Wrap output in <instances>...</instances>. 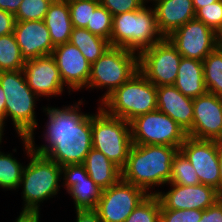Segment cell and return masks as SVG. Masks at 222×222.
Here are the masks:
<instances>
[{
  "label": "cell",
  "mask_w": 222,
  "mask_h": 222,
  "mask_svg": "<svg viewBox=\"0 0 222 222\" xmlns=\"http://www.w3.org/2000/svg\"><path fill=\"white\" fill-rule=\"evenodd\" d=\"M82 101L80 99L62 108L43 107V112L48 115L43 129L45 144L36 146L35 137H27L34 153L57 162L61 167L83 164L92 149V113L81 112Z\"/></svg>",
  "instance_id": "obj_1"
},
{
  "label": "cell",
  "mask_w": 222,
  "mask_h": 222,
  "mask_svg": "<svg viewBox=\"0 0 222 222\" xmlns=\"http://www.w3.org/2000/svg\"><path fill=\"white\" fill-rule=\"evenodd\" d=\"M178 150L166 145L132 144L126 165L121 169V178L154 194L151 188L169 183L172 160Z\"/></svg>",
  "instance_id": "obj_2"
},
{
  "label": "cell",
  "mask_w": 222,
  "mask_h": 222,
  "mask_svg": "<svg viewBox=\"0 0 222 222\" xmlns=\"http://www.w3.org/2000/svg\"><path fill=\"white\" fill-rule=\"evenodd\" d=\"M23 141L26 156L30 157L27 165H24L19 188H22L21 196L23 207L21 212L39 213L40 204L56 196L60 191L61 166L43 156L33 152L27 137H20Z\"/></svg>",
  "instance_id": "obj_3"
},
{
  "label": "cell",
  "mask_w": 222,
  "mask_h": 222,
  "mask_svg": "<svg viewBox=\"0 0 222 222\" xmlns=\"http://www.w3.org/2000/svg\"><path fill=\"white\" fill-rule=\"evenodd\" d=\"M0 85L6 98L5 121L11 118L19 137L35 136V106L39 97L28 86L23 70L0 71Z\"/></svg>",
  "instance_id": "obj_4"
},
{
  "label": "cell",
  "mask_w": 222,
  "mask_h": 222,
  "mask_svg": "<svg viewBox=\"0 0 222 222\" xmlns=\"http://www.w3.org/2000/svg\"><path fill=\"white\" fill-rule=\"evenodd\" d=\"M98 106L107 114L130 123L140 115L157 110L156 86L138 70Z\"/></svg>",
  "instance_id": "obj_5"
},
{
  "label": "cell",
  "mask_w": 222,
  "mask_h": 222,
  "mask_svg": "<svg viewBox=\"0 0 222 222\" xmlns=\"http://www.w3.org/2000/svg\"><path fill=\"white\" fill-rule=\"evenodd\" d=\"M142 8L113 16L110 45L140 53L165 37L160 32L153 7Z\"/></svg>",
  "instance_id": "obj_6"
},
{
  "label": "cell",
  "mask_w": 222,
  "mask_h": 222,
  "mask_svg": "<svg viewBox=\"0 0 222 222\" xmlns=\"http://www.w3.org/2000/svg\"><path fill=\"white\" fill-rule=\"evenodd\" d=\"M138 71V53L121 47L110 46L91 64L87 89L106 88L99 103Z\"/></svg>",
  "instance_id": "obj_7"
},
{
  "label": "cell",
  "mask_w": 222,
  "mask_h": 222,
  "mask_svg": "<svg viewBox=\"0 0 222 222\" xmlns=\"http://www.w3.org/2000/svg\"><path fill=\"white\" fill-rule=\"evenodd\" d=\"M131 146L130 123L107 114L99 106L97 112L92 114V148L102 152L122 169Z\"/></svg>",
  "instance_id": "obj_8"
},
{
  "label": "cell",
  "mask_w": 222,
  "mask_h": 222,
  "mask_svg": "<svg viewBox=\"0 0 222 222\" xmlns=\"http://www.w3.org/2000/svg\"><path fill=\"white\" fill-rule=\"evenodd\" d=\"M132 144L166 145L178 149L187 138L184 129L159 110L136 117L130 122Z\"/></svg>",
  "instance_id": "obj_9"
},
{
  "label": "cell",
  "mask_w": 222,
  "mask_h": 222,
  "mask_svg": "<svg viewBox=\"0 0 222 222\" xmlns=\"http://www.w3.org/2000/svg\"><path fill=\"white\" fill-rule=\"evenodd\" d=\"M181 59L176 47L165 37L138 54V70L156 87L173 85Z\"/></svg>",
  "instance_id": "obj_10"
},
{
  "label": "cell",
  "mask_w": 222,
  "mask_h": 222,
  "mask_svg": "<svg viewBox=\"0 0 222 222\" xmlns=\"http://www.w3.org/2000/svg\"><path fill=\"white\" fill-rule=\"evenodd\" d=\"M149 194L120 178L102 191L95 211L102 222H124Z\"/></svg>",
  "instance_id": "obj_11"
},
{
  "label": "cell",
  "mask_w": 222,
  "mask_h": 222,
  "mask_svg": "<svg viewBox=\"0 0 222 222\" xmlns=\"http://www.w3.org/2000/svg\"><path fill=\"white\" fill-rule=\"evenodd\" d=\"M167 38L182 57L198 61H203L221 44V36L197 19L186 22Z\"/></svg>",
  "instance_id": "obj_12"
},
{
  "label": "cell",
  "mask_w": 222,
  "mask_h": 222,
  "mask_svg": "<svg viewBox=\"0 0 222 222\" xmlns=\"http://www.w3.org/2000/svg\"><path fill=\"white\" fill-rule=\"evenodd\" d=\"M179 150L195 168L200 184L211 186L220 194L218 141L187 136Z\"/></svg>",
  "instance_id": "obj_13"
},
{
  "label": "cell",
  "mask_w": 222,
  "mask_h": 222,
  "mask_svg": "<svg viewBox=\"0 0 222 222\" xmlns=\"http://www.w3.org/2000/svg\"><path fill=\"white\" fill-rule=\"evenodd\" d=\"M187 135L197 139L222 140V96L206 92L193 98V126Z\"/></svg>",
  "instance_id": "obj_14"
},
{
  "label": "cell",
  "mask_w": 222,
  "mask_h": 222,
  "mask_svg": "<svg viewBox=\"0 0 222 222\" xmlns=\"http://www.w3.org/2000/svg\"><path fill=\"white\" fill-rule=\"evenodd\" d=\"M168 184L171 187L169 191L154 192L160 201L161 209L205 210L222 197L213 187L203 184L188 186Z\"/></svg>",
  "instance_id": "obj_15"
},
{
  "label": "cell",
  "mask_w": 222,
  "mask_h": 222,
  "mask_svg": "<svg viewBox=\"0 0 222 222\" xmlns=\"http://www.w3.org/2000/svg\"><path fill=\"white\" fill-rule=\"evenodd\" d=\"M51 56L54 58L61 79L68 89V93L81 91L88 85L91 63L87 61L81 51L70 42L54 47Z\"/></svg>",
  "instance_id": "obj_16"
},
{
  "label": "cell",
  "mask_w": 222,
  "mask_h": 222,
  "mask_svg": "<svg viewBox=\"0 0 222 222\" xmlns=\"http://www.w3.org/2000/svg\"><path fill=\"white\" fill-rule=\"evenodd\" d=\"M23 72L28 86L39 98L60 96L65 91L60 72L51 55L25 60Z\"/></svg>",
  "instance_id": "obj_17"
},
{
  "label": "cell",
  "mask_w": 222,
  "mask_h": 222,
  "mask_svg": "<svg viewBox=\"0 0 222 222\" xmlns=\"http://www.w3.org/2000/svg\"><path fill=\"white\" fill-rule=\"evenodd\" d=\"M63 187L72 197L76 210H95L102 191L89 177L83 164H67L61 167Z\"/></svg>",
  "instance_id": "obj_18"
},
{
  "label": "cell",
  "mask_w": 222,
  "mask_h": 222,
  "mask_svg": "<svg viewBox=\"0 0 222 222\" xmlns=\"http://www.w3.org/2000/svg\"><path fill=\"white\" fill-rule=\"evenodd\" d=\"M13 34L25 60L49 56L54 50L44 20L16 21Z\"/></svg>",
  "instance_id": "obj_19"
},
{
  "label": "cell",
  "mask_w": 222,
  "mask_h": 222,
  "mask_svg": "<svg viewBox=\"0 0 222 222\" xmlns=\"http://www.w3.org/2000/svg\"><path fill=\"white\" fill-rule=\"evenodd\" d=\"M157 110L167 114L186 133L193 126V98L183 95L174 85L156 87Z\"/></svg>",
  "instance_id": "obj_20"
},
{
  "label": "cell",
  "mask_w": 222,
  "mask_h": 222,
  "mask_svg": "<svg viewBox=\"0 0 222 222\" xmlns=\"http://www.w3.org/2000/svg\"><path fill=\"white\" fill-rule=\"evenodd\" d=\"M157 24L164 37L195 19L192 0H160L153 3Z\"/></svg>",
  "instance_id": "obj_21"
},
{
  "label": "cell",
  "mask_w": 222,
  "mask_h": 222,
  "mask_svg": "<svg viewBox=\"0 0 222 222\" xmlns=\"http://www.w3.org/2000/svg\"><path fill=\"white\" fill-rule=\"evenodd\" d=\"M54 46L69 42L73 24L67 0H53L44 18Z\"/></svg>",
  "instance_id": "obj_22"
},
{
  "label": "cell",
  "mask_w": 222,
  "mask_h": 222,
  "mask_svg": "<svg viewBox=\"0 0 222 222\" xmlns=\"http://www.w3.org/2000/svg\"><path fill=\"white\" fill-rule=\"evenodd\" d=\"M183 95L196 98L207 92L202 61L182 57L173 84Z\"/></svg>",
  "instance_id": "obj_23"
},
{
  "label": "cell",
  "mask_w": 222,
  "mask_h": 222,
  "mask_svg": "<svg viewBox=\"0 0 222 222\" xmlns=\"http://www.w3.org/2000/svg\"><path fill=\"white\" fill-rule=\"evenodd\" d=\"M89 177L101 189H107L121 178V169L102 152L92 148L83 162Z\"/></svg>",
  "instance_id": "obj_24"
},
{
  "label": "cell",
  "mask_w": 222,
  "mask_h": 222,
  "mask_svg": "<svg viewBox=\"0 0 222 222\" xmlns=\"http://www.w3.org/2000/svg\"><path fill=\"white\" fill-rule=\"evenodd\" d=\"M69 42L75 45L89 63H94L111 46L110 41L92 34L86 28L74 27Z\"/></svg>",
  "instance_id": "obj_25"
},
{
  "label": "cell",
  "mask_w": 222,
  "mask_h": 222,
  "mask_svg": "<svg viewBox=\"0 0 222 222\" xmlns=\"http://www.w3.org/2000/svg\"><path fill=\"white\" fill-rule=\"evenodd\" d=\"M207 92L222 96V43L202 61Z\"/></svg>",
  "instance_id": "obj_26"
},
{
  "label": "cell",
  "mask_w": 222,
  "mask_h": 222,
  "mask_svg": "<svg viewBox=\"0 0 222 222\" xmlns=\"http://www.w3.org/2000/svg\"><path fill=\"white\" fill-rule=\"evenodd\" d=\"M24 64L14 34L0 36V71L23 70Z\"/></svg>",
  "instance_id": "obj_27"
},
{
  "label": "cell",
  "mask_w": 222,
  "mask_h": 222,
  "mask_svg": "<svg viewBox=\"0 0 222 222\" xmlns=\"http://www.w3.org/2000/svg\"><path fill=\"white\" fill-rule=\"evenodd\" d=\"M23 169V163L21 164L13 154L0 151V188L4 190L19 189Z\"/></svg>",
  "instance_id": "obj_28"
},
{
  "label": "cell",
  "mask_w": 222,
  "mask_h": 222,
  "mask_svg": "<svg viewBox=\"0 0 222 222\" xmlns=\"http://www.w3.org/2000/svg\"><path fill=\"white\" fill-rule=\"evenodd\" d=\"M169 183L184 186L200 184L195 168L180 150L173 157Z\"/></svg>",
  "instance_id": "obj_29"
},
{
  "label": "cell",
  "mask_w": 222,
  "mask_h": 222,
  "mask_svg": "<svg viewBox=\"0 0 222 222\" xmlns=\"http://www.w3.org/2000/svg\"><path fill=\"white\" fill-rule=\"evenodd\" d=\"M161 204L155 194H149L124 222H160Z\"/></svg>",
  "instance_id": "obj_30"
},
{
  "label": "cell",
  "mask_w": 222,
  "mask_h": 222,
  "mask_svg": "<svg viewBox=\"0 0 222 222\" xmlns=\"http://www.w3.org/2000/svg\"><path fill=\"white\" fill-rule=\"evenodd\" d=\"M113 27V15L102 5H98L89 20L86 29L92 34L98 35L110 41Z\"/></svg>",
  "instance_id": "obj_31"
},
{
  "label": "cell",
  "mask_w": 222,
  "mask_h": 222,
  "mask_svg": "<svg viewBox=\"0 0 222 222\" xmlns=\"http://www.w3.org/2000/svg\"><path fill=\"white\" fill-rule=\"evenodd\" d=\"M73 27L86 28L99 0H67Z\"/></svg>",
  "instance_id": "obj_32"
},
{
  "label": "cell",
  "mask_w": 222,
  "mask_h": 222,
  "mask_svg": "<svg viewBox=\"0 0 222 222\" xmlns=\"http://www.w3.org/2000/svg\"><path fill=\"white\" fill-rule=\"evenodd\" d=\"M53 0H22L15 16V21L44 20L49 5Z\"/></svg>",
  "instance_id": "obj_33"
},
{
  "label": "cell",
  "mask_w": 222,
  "mask_h": 222,
  "mask_svg": "<svg viewBox=\"0 0 222 222\" xmlns=\"http://www.w3.org/2000/svg\"><path fill=\"white\" fill-rule=\"evenodd\" d=\"M195 19L202 21L206 26L222 36V0L199 8L195 12Z\"/></svg>",
  "instance_id": "obj_34"
},
{
  "label": "cell",
  "mask_w": 222,
  "mask_h": 222,
  "mask_svg": "<svg viewBox=\"0 0 222 222\" xmlns=\"http://www.w3.org/2000/svg\"><path fill=\"white\" fill-rule=\"evenodd\" d=\"M202 212L203 210L197 209H160V222H199Z\"/></svg>",
  "instance_id": "obj_35"
},
{
  "label": "cell",
  "mask_w": 222,
  "mask_h": 222,
  "mask_svg": "<svg viewBox=\"0 0 222 222\" xmlns=\"http://www.w3.org/2000/svg\"><path fill=\"white\" fill-rule=\"evenodd\" d=\"M113 16L138 10L145 5L144 0H99Z\"/></svg>",
  "instance_id": "obj_36"
},
{
  "label": "cell",
  "mask_w": 222,
  "mask_h": 222,
  "mask_svg": "<svg viewBox=\"0 0 222 222\" xmlns=\"http://www.w3.org/2000/svg\"><path fill=\"white\" fill-rule=\"evenodd\" d=\"M199 222H222V197L212 206L203 210Z\"/></svg>",
  "instance_id": "obj_37"
},
{
  "label": "cell",
  "mask_w": 222,
  "mask_h": 222,
  "mask_svg": "<svg viewBox=\"0 0 222 222\" xmlns=\"http://www.w3.org/2000/svg\"><path fill=\"white\" fill-rule=\"evenodd\" d=\"M15 22L13 14L0 9V36L13 33Z\"/></svg>",
  "instance_id": "obj_38"
},
{
  "label": "cell",
  "mask_w": 222,
  "mask_h": 222,
  "mask_svg": "<svg viewBox=\"0 0 222 222\" xmlns=\"http://www.w3.org/2000/svg\"><path fill=\"white\" fill-rule=\"evenodd\" d=\"M75 222H102L95 210H76Z\"/></svg>",
  "instance_id": "obj_39"
},
{
  "label": "cell",
  "mask_w": 222,
  "mask_h": 222,
  "mask_svg": "<svg viewBox=\"0 0 222 222\" xmlns=\"http://www.w3.org/2000/svg\"><path fill=\"white\" fill-rule=\"evenodd\" d=\"M21 2L22 0H0V9L15 15Z\"/></svg>",
  "instance_id": "obj_40"
},
{
  "label": "cell",
  "mask_w": 222,
  "mask_h": 222,
  "mask_svg": "<svg viewBox=\"0 0 222 222\" xmlns=\"http://www.w3.org/2000/svg\"><path fill=\"white\" fill-rule=\"evenodd\" d=\"M20 215L16 218L15 222H40L41 214L31 212H20Z\"/></svg>",
  "instance_id": "obj_41"
},
{
  "label": "cell",
  "mask_w": 222,
  "mask_h": 222,
  "mask_svg": "<svg viewBox=\"0 0 222 222\" xmlns=\"http://www.w3.org/2000/svg\"><path fill=\"white\" fill-rule=\"evenodd\" d=\"M5 101V94L2 89V86L0 85V118L3 120L4 124L7 123L5 122Z\"/></svg>",
  "instance_id": "obj_42"
},
{
  "label": "cell",
  "mask_w": 222,
  "mask_h": 222,
  "mask_svg": "<svg viewBox=\"0 0 222 222\" xmlns=\"http://www.w3.org/2000/svg\"><path fill=\"white\" fill-rule=\"evenodd\" d=\"M218 158H219V173H220V195L222 196V140L218 141Z\"/></svg>",
  "instance_id": "obj_43"
},
{
  "label": "cell",
  "mask_w": 222,
  "mask_h": 222,
  "mask_svg": "<svg viewBox=\"0 0 222 222\" xmlns=\"http://www.w3.org/2000/svg\"><path fill=\"white\" fill-rule=\"evenodd\" d=\"M216 1H219V0H192L193 2V7H194V10L195 12L199 9V8H202L203 6L207 5L208 4H211V3H214Z\"/></svg>",
  "instance_id": "obj_44"
},
{
  "label": "cell",
  "mask_w": 222,
  "mask_h": 222,
  "mask_svg": "<svg viewBox=\"0 0 222 222\" xmlns=\"http://www.w3.org/2000/svg\"><path fill=\"white\" fill-rule=\"evenodd\" d=\"M5 124L3 122V120L0 118V145L2 143V139H3V133H4V129H5Z\"/></svg>",
  "instance_id": "obj_45"
},
{
  "label": "cell",
  "mask_w": 222,
  "mask_h": 222,
  "mask_svg": "<svg viewBox=\"0 0 222 222\" xmlns=\"http://www.w3.org/2000/svg\"><path fill=\"white\" fill-rule=\"evenodd\" d=\"M157 1H160V0H144L145 4L148 3V2L153 4V3L157 2Z\"/></svg>",
  "instance_id": "obj_46"
}]
</instances>
